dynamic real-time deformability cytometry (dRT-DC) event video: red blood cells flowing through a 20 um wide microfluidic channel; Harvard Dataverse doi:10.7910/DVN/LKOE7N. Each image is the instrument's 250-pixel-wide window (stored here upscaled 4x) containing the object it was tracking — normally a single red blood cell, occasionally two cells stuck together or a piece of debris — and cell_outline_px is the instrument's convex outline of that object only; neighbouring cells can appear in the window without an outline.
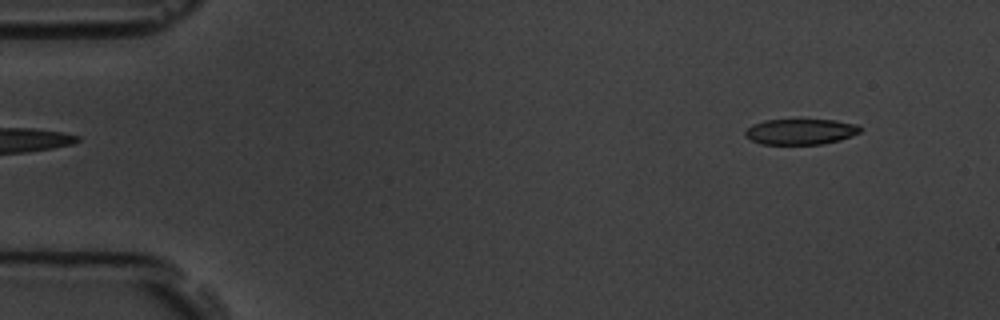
{"species": "common noctule bat (a hibernating species)", "species_latin": "Nyctalus noctula", "temperature_condition": "room temperature", "stored_images_in_passage": 9, "camera_frame_rate_fps": 3000, "um_per_image_px": 0.085, "animal": {"sex": "male", "body_mass_g": 19.5, "forearm_length_mm": 54.6}, "frame": {"image": 1, "passage_image": 1, "time_ms": 0.0, "image_size_px": [1000, 320], "cell_outline_px": [[860, 132], [840, 140], [824, 144], [760, 144], [744, 136], [744, 132], [752, 124], [764, 120], [836, 120], [856, 124], [860, 128]], "centroid_in_image_um": [68.02, 11.19], "position_along_channel_um": 17.0, "area_um2": 17.17}}
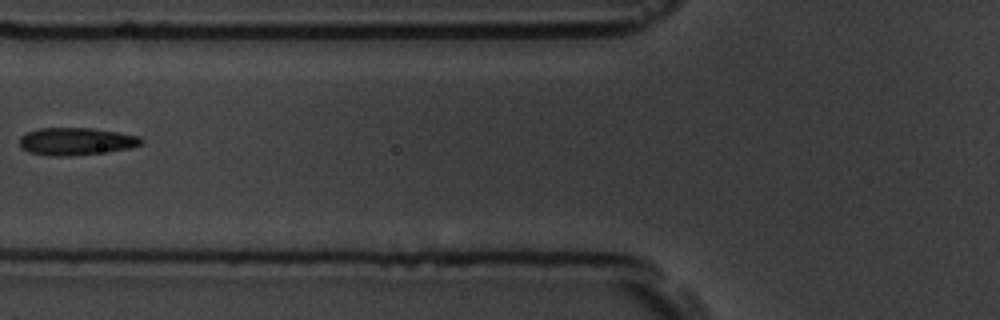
{"frame": {"image": 2, "passage_image": 6, "time_ms": 5.667, "image_size_px": [1000, 320], "cell_outline_px": [[144, 140], [140, 144], [128, 148], [108, 152], [68, 156], [48, 156], [28, 152], [20, 148], [20, 136], [28, 132], [40, 128], [92, 128], [140, 136]], "centroid_in_image_um": [6.44, 12.02], "position_along_channel_um": 119.4, "area_um2": 19.54}}
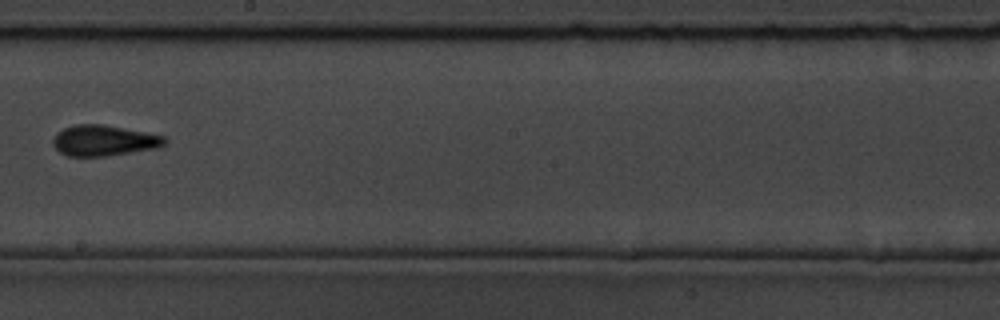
{"frame": {"image": 3, "passage_image": 9, "time_ms": 9.0, "image_size_px": [1000, 320], "cell_outline_px": [[168, 140], [164, 144], [156, 148], [108, 156], [68, 156], [60, 152], [52, 144], [52, 140], [56, 132], [64, 128], [76, 124], [104, 124], [164, 136]], "centroid_in_image_um": [8.8, 11.94], "position_along_channel_um": 239.4, "area_um2": 20.0}}